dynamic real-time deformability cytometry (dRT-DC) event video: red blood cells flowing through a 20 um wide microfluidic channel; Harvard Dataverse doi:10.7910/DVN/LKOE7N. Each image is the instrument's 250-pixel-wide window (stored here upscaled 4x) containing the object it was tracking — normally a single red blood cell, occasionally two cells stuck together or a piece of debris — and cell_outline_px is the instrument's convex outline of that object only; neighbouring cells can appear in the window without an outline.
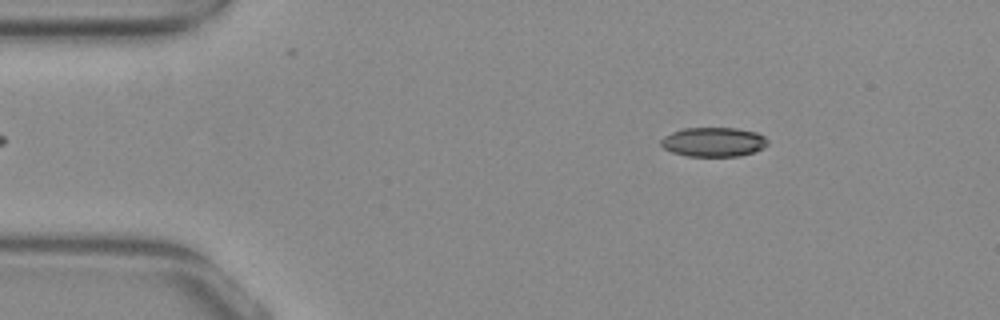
{"species": "common noctule bat (a hibernating species)", "species_latin": "Nyctalus noctula", "temperature_condition": "warm", "stored_images_in_passage": 49, "camera_frame_rate_fps": 3000, "um_per_image_px": 0.085, "animal": {"sex": "female", "body_mass_g": 29.2, "forearm_length_mm": 56.3}, "frame": {"image": 1, "passage_image": 4, "time_ms": 1.0, "image_size_px": [1000, 320], "cell_outline_px": [[768, 144], [764, 148], [740, 156], [688, 156], [672, 152], [664, 148], [660, 144], [660, 140], [664, 136], [680, 128], [736, 128], [756, 132], [764, 136], [768, 140]], "centroid_in_image_um": [60.64, 12.06], "position_along_channel_um": 24.4, "area_um2": 18.32}}
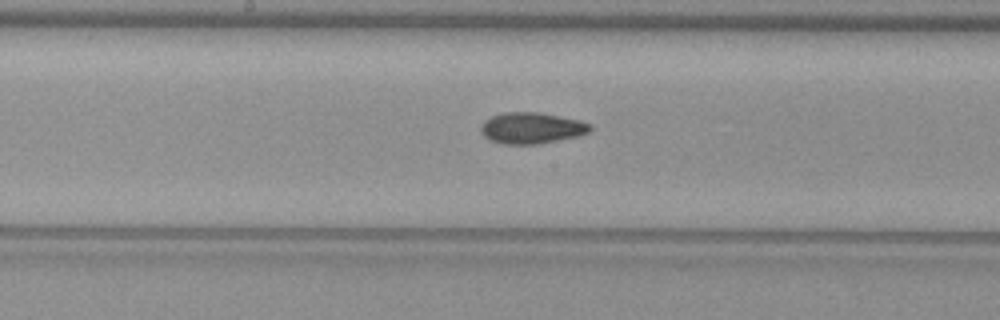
{"frame": {"image": 2, "passage_image": 23, "time_ms": 7.333, "image_size_px": [1000, 320], "cell_outline_px": [[592, 132], [576, 136], [536, 144], [504, 144], [488, 140], [480, 132], [480, 128], [484, 120], [492, 116], [504, 112], [536, 112], [580, 120], [592, 124]], "centroid_in_image_um": [45.17, 10.88], "position_along_channel_um": 203.0, "area_um2": 19.88}}
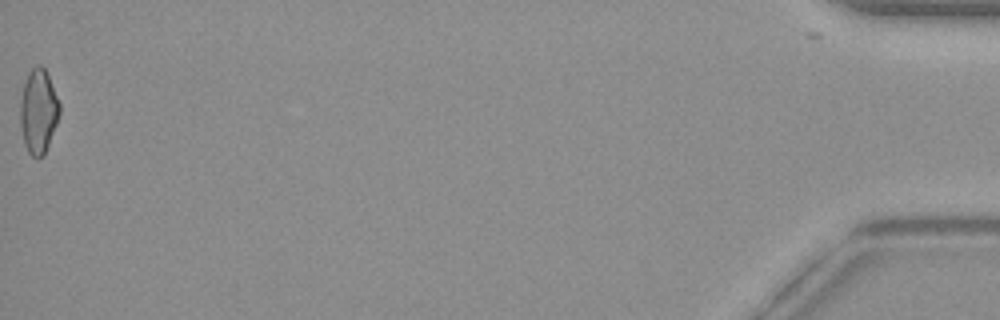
{"frame": {"image": 3, "passage_image": 49, "time_ms": 16.0, "image_size_px": [1000, 320], "cell_outline_px": [[60, 116], [44, 156], [36, 160], [28, 152], [24, 144], [20, 124], [20, 100], [24, 84], [28, 72], [36, 64], [40, 64], [44, 68], [48, 76], [60, 104]], "centroid_in_image_um": [3.26, 9.5], "position_along_channel_um": 431.9, "area_um2": 19.54}, "authors_computed_cell_mechanics": {"area_um2": 19.2474, "velocity_mm_per_s": 3.9119, "shape_relaxation_time_tau1_ms": null, "shape_relaxation_time_tau2_ms": 3.3001, "deformation_change_tau1": null, "deformation_change_tau2": 0.0975}}